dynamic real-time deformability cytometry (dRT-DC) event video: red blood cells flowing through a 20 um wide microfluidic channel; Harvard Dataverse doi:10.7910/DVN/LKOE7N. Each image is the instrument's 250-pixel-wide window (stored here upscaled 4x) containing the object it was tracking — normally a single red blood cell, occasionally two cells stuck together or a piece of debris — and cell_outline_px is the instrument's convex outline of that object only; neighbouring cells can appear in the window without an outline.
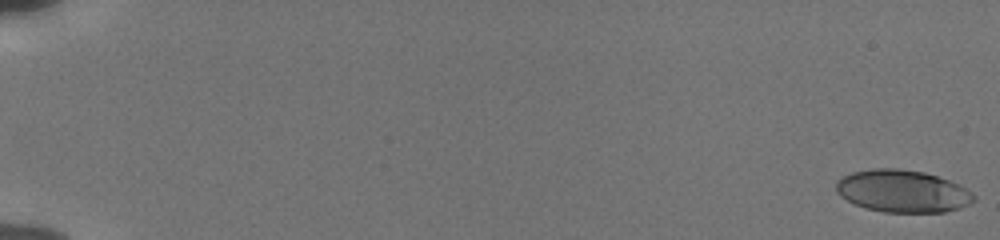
{"species": "human", "species_latin": "Homo sapiens", "temperature_condition": "cold", "stored_images_in_passage": 56, "camera_frame_rate_fps": 3000, "um_per_image_px": 0.085, "donor": {"sex": "male"}, "frame": {"image": 1, "passage_image": 1, "time_ms": 0.0, "image_size_px": [1000, 240], "cell_outline_px": [[976, 200], [960, 208], [944, 212], [884, 212], [864, 208], [840, 196], [836, 192], [836, 180], [852, 172], [872, 168], [900, 168], [924, 172], [948, 180], [964, 188], [976, 196]], "centroid_in_image_um": [76.69, 16.24], "position_along_channel_um": 8.3, "area_um2": 33.93}}
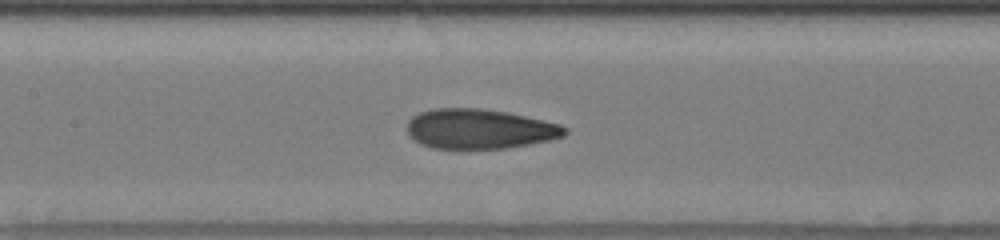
{"frame": {"image": 2, "passage_image": 29, "time_ms": 9.333, "image_size_px": [1000, 240], "cell_outline_px": [[568, 132], [564, 136], [552, 140], [504, 148], [432, 148], [420, 144], [408, 136], [408, 120], [412, 116], [420, 112], [432, 108], [480, 108], [508, 112], [560, 124], [568, 128]], "centroid_in_image_um": [40.75, 10.95], "position_along_channel_um": 166.6, "area_um2": 36.7}}
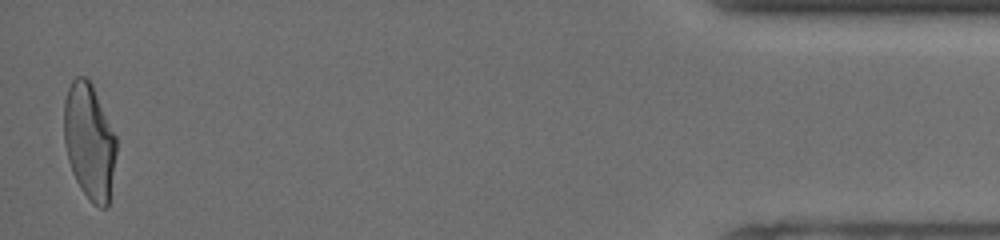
{"frame": {"image": 3, "passage_image": 55, "time_ms": 18.0, "image_size_px": [1000, 240], "cell_outline_px": [[116, 152], [108, 208], [100, 208], [92, 204], [80, 188], [72, 172], [68, 160], [64, 140], [64, 100], [68, 88], [72, 80], [76, 76], [84, 76], [92, 84], [116, 136]], "centroid_in_image_um": [7.59, 12.04], "position_along_channel_um": 427.6, "area_um2": 35.37}, "authors_computed_cell_mechanics": {"area_um2": 35.7493, "velocity_mm_per_s": 3.8529, "shape_relaxation_time_tau1_ms": 7.2517, "shape_relaxation_time_tau2_ms": 1.2451, "deformation_change_tau1": 0.2394, "deformation_change_tau2": 0.0821}}